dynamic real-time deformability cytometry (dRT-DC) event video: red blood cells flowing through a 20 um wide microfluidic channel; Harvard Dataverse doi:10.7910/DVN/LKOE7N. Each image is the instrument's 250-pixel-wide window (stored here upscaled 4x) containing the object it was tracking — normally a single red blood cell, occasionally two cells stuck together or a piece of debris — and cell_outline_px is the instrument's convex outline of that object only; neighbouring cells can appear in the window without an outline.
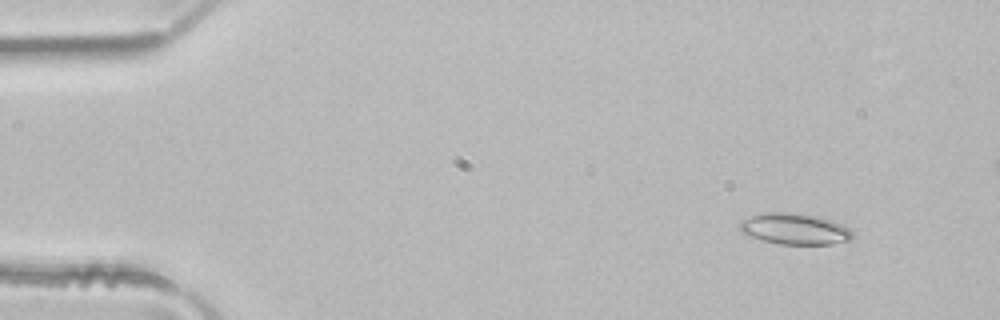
{"species": "common noctule bat (a hibernating species)", "species_latin": "Nyctalus noctula", "temperature_condition": "room temperature", "stored_images_in_passage": 4, "camera_frame_rate_fps": 3000, "um_per_image_px": 0.085, "animal": {"sex": "male", "body_mass_g": 21.5, "forearm_length_mm": 52.0}, "frame": {"image": 1, "passage_image": 1, "time_ms": 0.0, "image_size_px": [1000, 320], "cell_outline_px": [[852, 240], [832, 244], [780, 244], [748, 236], [740, 232], [740, 220], [764, 212], [796, 212], [820, 216], [832, 220], [848, 228], [852, 232]], "centroid_in_image_um": [67.54, 19.44], "position_along_channel_um": 17.5, "area_um2": 20.63}}